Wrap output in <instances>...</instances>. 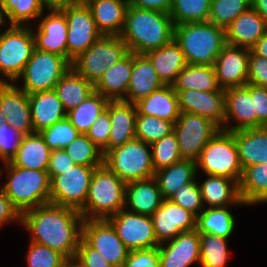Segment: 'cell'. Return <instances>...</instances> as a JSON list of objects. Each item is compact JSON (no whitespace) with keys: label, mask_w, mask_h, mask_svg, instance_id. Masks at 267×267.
<instances>
[{"label":"cell","mask_w":267,"mask_h":267,"mask_svg":"<svg viewBox=\"0 0 267 267\" xmlns=\"http://www.w3.org/2000/svg\"><path fill=\"white\" fill-rule=\"evenodd\" d=\"M83 220L76 209L46 203L23 212L21 223L32 234L31 242L74 259L82 238Z\"/></svg>","instance_id":"cell-1"},{"label":"cell","mask_w":267,"mask_h":267,"mask_svg":"<svg viewBox=\"0 0 267 267\" xmlns=\"http://www.w3.org/2000/svg\"><path fill=\"white\" fill-rule=\"evenodd\" d=\"M174 23L169 13L128 6L119 37L128 51L145 55L174 39Z\"/></svg>","instance_id":"cell-2"},{"label":"cell","mask_w":267,"mask_h":267,"mask_svg":"<svg viewBox=\"0 0 267 267\" xmlns=\"http://www.w3.org/2000/svg\"><path fill=\"white\" fill-rule=\"evenodd\" d=\"M174 40L180 45L187 64L213 66L226 45L225 29L209 21L174 26Z\"/></svg>","instance_id":"cell-3"},{"label":"cell","mask_w":267,"mask_h":267,"mask_svg":"<svg viewBox=\"0 0 267 267\" xmlns=\"http://www.w3.org/2000/svg\"><path fill=\"white\" fill-rule=\"evenodd\" d=\"M125 186L116 174L104 164L95 168L84 207L80 210L84 219H108L125 205Z\"/></svg>","instance_id":"cell-4"},{"label":"cell","mask_w":267,"mask_h":267,"mask_svg":"<svg viewBox=\"0 0 267 267\" xmlns=\"http://www.w3.org/2000/svg\"><path fill=\"white\" fill-rule=\"evenodd\" d=\"M5 165L9 180L1 190L21 214L49 203L50 178L47 171L15 167L10 162Z\"/></svg>","instance_id":"cell-5"},{"label":"cell","mask_w":267,"mask_h":267,"mask_svg":"<svg viewBox=\"0 0 267 267\" xmlns=\"http://www.w3.org/2000/svg\"><path fill=\"white\" fill-rule=\"evenodd\" d=\"M149 147L150 144L135 138L108 150L103 156V164L125 183L154 177Z\"/></svg>","instance_id":"cell-6"},{"label":"cell","mask_w":267,"mask_h":267,"mask_svg":"<svg viewBox=\"0 0 267 267\" xmlns=\"http://www.w3.org/2000/svg\"><path fill=\"white\" fill-rule=\"evenodd\" d=\"M206 175H217L240 182L243 169L239 162L234 131L220 129L195 160Z\"/></svg>","instance_id":"cell-7"},{"label":"cell","mask_w":267,"mask_h":267,"mask_svg":"<svg viewBox=\"0 0 267 267\" xmlns=\"http://www.w3.org/2000/svg\"><path fill=\"white\" fill-rule=\"evenodd\" d=\"M128 53L127 45L119 36L102 35L86 51L73 59L71 67L95 85L106 70Z\"/></svg>","instance_id":"cell-8"},{"label":"cell","mask_w":267,"mask_h":267,"mask_svg":"<svg viewBox=\"0 0 267 267\" xmlns=\"http://www.w3.org/2000/svg\"><path fill=\"white\" fill-rule=\"evenodd\" d=\"M35 48L32 28L11 26L0 34V71L9 80L16 81ZM0 82H7L0 78Z\"/></svg>","instance_id":"cell-9"},{"label":"cell","mask_w":267,"mask_h":267,"mask_svg":"<svg viewBox=\"0 0 267 267\" xmlns=\"http://www.w3.org/2000/svg\"><path fill=\"white\" fill-rule=\"evenodd\" d=\"M70 67L71 64L63 56L34 48L19 76L24 80L22 90L28 94L53 90Z\"/></svg>","instance_id":"cell-10"},{"label":"cell","mask_w":267,"mask_h":267,"mask_svg":"<svg viewBox=\"0 0 267 267\" xmlns=\"http://www.w3.org/2000/svg\"><path fill=\"white\" fill-rule=\"evenodd\" d=\"M95 168L75 165L50 178L49 203L80 211L85 204Z\"/></svg>","instance_id":"cell-11"},{"label":"cell","mask_w":267,"mask_h":267,"mask_svg":"<svg viewBox=\"0 0 267 267\" xmlns=\"http://www.w3.org/2000/svg\"><path fill=\"white\" fill-rule=\"evenodd\" d=\"M219 130L216 124L201 115L181 112L173 125V132L182 158L196 160Z\"/></svg>","instance_id":"cell-12"},{"label":"cell","mask_w":267,"mask_h":267,"mask_svg":"<svg viewBox=\"0 0 267 267\" xmlns=\"http://www.w3.org/2000/svg\"><path fill=\"white\" fill-rule=\"evenodd\" d=\"M82 239L114 267H122L130 252L107 219H84Z\"/></svg>","instance_id":"cell-13"},{"label":"cell","mask_w":267,"mask_h":267,"mask_svg":"<svg viewBox=\"0 0 267 267\" xmlns=\"http://www.w3.org/2000/svg\"><path fill=\"white\" fill-rule=\"evenodd\" d=\"M107 220L130 251L151 249L160 245L157 242L151 216L127 212L123 208Z\"/></svg>","instance_id":"cell-14"},{"label":"cell","mask_w":267,"mask_h":267,"mask_svg":"<svg viewBox=\"0 0 267 267\" xmlns=\"http://www.w3.org/2000/svg\"><path fill=\"white\" fill-rule=\"evenodd\" d=\"M66 17L67 32V61L71 64L79 54L86 51L102 33L87 5H76L60 9Z\"/></svg>","instance_id":"cell-15"},{"label":"cell","mask_w":267,"mask_h":267,"mask_svg":"<svg viewBox=\"0 0 267 267\" xmlns=\"http://www.w3.org/2000/svg\"><path fill=\"white\" fill-rule=\"evenodd\" d=\"M151 219L159 244L175 239L182 232L196 229L197 216L169 199H163Z\"/></svg>","instance_id":"cell-16"},{"label":"cell","mask_w":267,"mask_h":267,"mask_svg":"<svg viewBox=\"0 0 267 267\" xmlns=\"http://www.w3.org/2000/svg\"><path fill=\"white\" fill-rule=\"evenodd\" d=\"M250 49L226 44L214 63L219 86L222 89L243 87L248 80Z\"/></svg>","instance_id":"cell-17"},{"label":"cell","mask_w":267,"mask_h":267,"mask_svg":"<svg viewBox=\"0 0 267 267\" xmlns=\"http://www.w3.org/2000/svg\"><path fill=\"white\" fill-rule=\"evenodd\" d=\"M180 112L201 115L220 129L225 119V91H175Z\"/></svg>","instance_id":"cell-18"},{"label":"cell","mask_w":267,"mask_h":267,"mask_svg":"<svg viewBox=\"0 0 267 267\" xmlns=\"http://www.w3.org/2000/svg\"><path fill=\"white\" fill-rule=\"evenodd\" d=\"M0 108L6 122L23 135L34 133L29 94L15 84L0 82Z\"/></svg>","instance_id":"cell-19"},{"label":"cell","mask_w":267,"mask_h":267,"mask_svg":"<svg viewBox=\"0 0 267 267\" xmlns=\"http://www.w3.org/2000/svg\"><path fill=\"white\" fill-rule=\"evenodd\" d=\"M33 34L35 49L63 56L67 60V20L58 9H51Z\"/></svg>","instance_id":"cell-20"},{"label":"cell","mask_w":267,"mask_h":267,"mask_svg":"<svg viewBox=\"0 0 267 267\" xmlns=\"http://www.w3.org/2000/svg\"><path fill=\"white\" fill-rule=\"evenodd\" d=\"M160 267H188L200 264V233L195 229L182 232L163 247L158 246Z\"/></svg>","instance_id":"cell-21"},{"label":"cell","mask_w":267,"mask_h":267,"mask_svg":"<svg viewBox=\"0 0 267 267\" xmlns=\"http://www.w3.org/2000/svg\"><path fill=\"white\" fill-rule=\"evenodd\" d=\"M235 119L237 125L222 126V130L233 132L236 130L256 128V112H254L253 100L250 96V84L243 87H231L225 89V119Z\"/></svg>","instance_id":"cell-22"},{"label":"cell","mask_w":267,"mask_h":267,"mask_svg":"<svg viewBox=\"0 0 267 267\" xmlns=\"http://www.w3.org/2000/svg\"><path fill=\"white\" fill-rule=\"evenodd\" d=\"M106 109L111 121L108 150L135 139L136 105L123 100L109 101Z\"/></svg>","instance_id":"cell-23"},{"label":"cell","mask_w":267,"mask_h":267,"mask_svg":"<svg viewBox=\"0 0 267 267\" xmlns=\"http://www.w3.org/2000/svg\"><path fill=\"white\" fill-rule=\"evenodd\" d=\"M266 31L265 21L251 7L225 29L226 44L251 49Z\"/></svg>","instance_id":"cell-24"},{"label":"cell","mask_w":267,"mask_h":267,"mask_svg":"<svg viewBox=\"0 0 267 267\" xmlns=\"http://www.w3.org/2000/svg\"><path fill=\"white\" fill-rule=\"evenodd\" d=\"M29 104L34 132H41L67 117L54 89L29 94Z\"/></svg>","instance_id":"cell-25"},{"label":"cell","mask_w":267,"mask_h":267,"mask_svg":"<svg viewBox=\"0 0 267 267\" xmlns=\"http://www.w3.org/2000/svg\"><path fill=\"white\" fill-rule=\"evenodd\" d=\"M163 197L155 177L126 183L125 204L130 212L151 216L162 204Z\"/></svg>","instance_id":"cell-26"},{"label":"cell","mask_w":267,"mask_h":267,"mask_svg":"<svg viewBox=\"0 0 267 267\" xmlns=\"http://www.w3.org/2000/svg\"><path fill=\"white\" fill-rule=\"evenodd\" d=\"M163 86L150 60L145 55L133 53L132 74L127 91L129 98L123 101L135 104Z\"/></svg>","instance_id":"cell-27"},{"label":"cell","mask_w":267,"mask_h":267,"mask_svg":"<svg viewBox=\"0 0 267 267\" xmlns=\"http://www.w3.org/2000/svg\"><path fill=\"white\" fill-rule=\"evenodd\" d=\"M133 67V53L129 52L119 62L115 63L94 85L95 92L102 94L109 101L124 100Z\"/></svg>","instance_id":"cell-28"},{"label":"cell","mask_w":267,"mask_h":267,"mask_svg":"<svg viewBox=\"0 0 267 267\" xmlns=\"http://www.w3.org/2000/svg\"><path fill=\"white\" fill-rule=\"evenodd\" d=\"M234 138L242 169L267 162V127L236 130Z\"/></svg>","instance_id":"cell-29"},{"label":"cell","mask_w":267,"mask_h":267,"mask_svg":"<svg viewBox=\"0 0 267 267\" xmlns=\"http://www.w3.org/2000/svg\"><path fill=\"white\" fill-rule=\"evenodd\" d=\"M87 7L102 35H120L125 23L127 0H95Z\"/></svg>","instance_id":"cell-30"},{"label":"cell","mask_w":267,"mask_h":267,"mask_svg":"<svg viewBox=\"0 0 267 267\" xmlns=\"http://www.w3.org/2000/svg\"><path fill=\"white\" fill-rule=\"evenodd\" d=\"M137 112L168 120L173 124L180 116L178 96L171 85H164L135 103Z\"/></svg>","instance_id":"cell-31"},{"label":"cell","mask_w":267,"mask_h":267,"mask_svg":"<svg viewBox=\"0 0 267 267\" xmlns=\"http://www.w3.org/2000/svg\"><path fill=\"white\" fill-rule=\"evenodd\" d=\"M164 85H172L177 75L187 65L180 45L173 39L170 43L145 54Z\"/></svg>","instance_id":"cell-32"},{"label":"cell","mask_w":267,"mask_h":267,"mask_svg":"<svg viewBox=\"0 0 267 267\" xmlns=\"http://www.w3.org/2000/svg\"><path fill=\"white\" fill-rule=\"evenodd\" d=\"M51 151L40 132L27 134L10 163L15 167L47 171Z\"/></svg>","instance_id":"cell-33"},{"label":"cell","mask_w":267,"mask_h":267,"mask_svg":"<svg viewBox=\"0 0 267 267\" xmlns=\"http://www.w3.org/2000/svg\"><path fill=\"white\" fill-rule=\"evenodd\" d=\"M199 187L203 203L209 204L210 208L225 207L228 204L245 205L240 197L239 183L235 180L208 175V179Z\"/></svg>","instance_id":"cell-34"},{"label":"cell","mask_w":267,"mask_h":267,"mask_svg":"<svg viewBox=\"0 0 267 267\" xmlns=\"http://www.w3.org/2000/svg\"><path fill=\"white\" fill-rule=\"evenodd\" d=\"M54 90L65 111L69 112L86 100L95 91V87L70 67L55 85Z\"/></svg>","instance_id":"cell-35"},{"label":"cell","mask_w":267,"mask_h":267,"mask_svg":"<svg viewBox=\"0 0 267 267\" xmlns=\"http://www.w3.org/2000/svg\"><path fill=\"white\" fill-rule=\"evenodd\" d=\"M196 172V161L184 158L169 167L156 171L154 177L161 190L163 199H168L183 185L194 181Z\"/></svg>","instance_id":"cell-36"},{"label":"cell","mask_w":267,"mask_h":267,"mask_svg":"<svg viewBox=\"0 0 267 267\" xmlns=\"http://www.w3.org/2000/svg\"><path fill=\"white\" fill-rule=\"evenodd\" d=\"M175 91H225L216 78L214 66L187 64L171 85Z\"/></svg>","instance_id":"cell-37"},{"label":"cell","mask_w":267,"mask_h":267,"mask_svg":"<svg viewBox=\"0 0 267 267\" xmlns=\"http://www.w3.org/2000/svg\"><path fill=\"white\" fill-rule=\"evenodd\" d=\"M239 193L245 205L267 202V162L243 169Z\"/></svg>","instance_id":"cell-38"},{"label":"cell","mask_w":267,"mask_h":267,"mask_svg":"<svg viewBox=\"0 0 267 267\" xmlns=\"http://www.w3.org/2000/svg\"><path fill=\"white\" fill-rule=\"evenodd\" d=\"M235 227L233 215L225 207H213L203 209L197 215L196 230L200 234L210 233L213 235L228 238Z\"/></svg>","instance_id":"cell-39"},{"label":"cell","mask_w":267,"mask_h":267,"mask_svg":"<svg viewBox=\"0 0 267 267\" xmlns=\"http://www.w3.org/2000/svg\"><path fill=\"white\" fill-rule=\"evenodd\" d=\"M108 102L106 97L94 91L80 105L67 112V118L80 134H86L98 116L106 110Z\"/></svg>","instance_id":"cell-40"},{"label":"cell","mask_w":267,"mask_h":267,"mask_svg":"<svg viewBox=\"0 0 267 267\" xmlns=\"http://www.w3.org/2000/svg\"><path fill=\"white\" fill-rule=\"evenodd\" d=\"M211 0H172L170 16L174 25L208 21Z\"/></svg>","instance_id":"cell-41"},{"label":"cell","mask_w":267,"mask_h":267,"mask_svg":"<svg viewBox=\"0 0 267 267\" xmlns=\"http://www.w3.org/2000/svg\"><path fill=\"white\" fill-rule=\"evenodd\" d=\"M64 150L76 165L89 167H100L103 165L104 155L102 151L86 134H79Z\"/></svg>","instance_id":"cell-42"},{"label":"cell","mask_w":267,"mask_h":267,"mask_svg":"<svg viewBox=\"0 0 267 267\" xmlns=\"http://www.w3.org/2000/svg\"><path fill=\"white\" fill-rule=\"evenodd\" d=\"M227 238L210 233L200 234V265L224 267L228 259Z\"/></svg>","instance_id":"cell-43"},{"label":"cell","mask_w":267,"mask_h":267,"mask_svg":"<svg viewBox=\"0 0 267 267\" xmlns=\"http://www.w3.org/2000/svg\"><path fill=\"white\" fill-rule=\"evenodd\" d=\"M0 4L11 26H24L25 21L41 17L44 7L41 0H0Z\"/></svg>","instance_id":"cell-44"},{"label":"cell","mask_w":267,"mask_h":267,"mask_svg":"<svg viewBox=\"0 0 267 267\" xmlns=\"http://www.w3.org/2000/svg\"><path fill=\"white\" fill-rule=\"evenodd\" d=\"M251 8V0H211L208 21L226 29L237 16Z\"/></svg>","instance_id":"cell-45"},{"label":"cell","mask_w":267,"mask_h":267,"mask_svg":"<svg viewBox=\"0 0 267 267\" xmlns=\"http://www.w3.org/2000/svg\"><path fill=\"white\" fill-rule=\"evenodd\" d=\"M173 123L150 115L137 112L135 119L136 139L152 144L173 132Z\"/></svg>","instance_id":"cell-46"},{"label":"cell","mask_w":267,"mask_h":267,"mask_svg":"<svg viewBox=\"0 0 267 267\" xmlns=\"http://www.w3.org/2000/svg\"><path fill=\"white\" fill-rule=\"evenodd\" d=\"M150 146L152 147V164L155 172L183 159L179 152L178 140L174 132L153 142Z\"/></svg>","instance_id":"cell-47"},{"label":"cell","mask_w":267,"mask_h":267,"mask_svg":"<svg viewBox=\"0 0 267 267\" xmlns=\"http://www.w3.org/2000/svg\"><path fill=\"white\" fill-rule=\"evenodd\" d=\"M40 134L43 136L45 143L51 150L64 149L74 141L80 132L71 124L66 117L51 127L43 129Z\"/></svg>","instance_id":"cell-48"},{"label":"cell","mask_w":267,"mask_h":267,"mask_svg":"<svg viewBox=\"0 0 267 267\" xmlns=\"http://www.w3.org/2000/svg\"><path fill=\"white\" fill-rule=\"evenodd\" d=\"M27 264L29 267H62L68 260L59 251L31 242L28 249Z\"/></svg>","instance_id":"cell-49"},{"label":"cell","mask_w":267,"mask_h":267,"mask_svg":"<svg viewBox=\"0 0 267 267\" xmlns=\"http://www.w3.org/2000/svg\"><path fill=\"white\" fill-rule=\"evenodd\" d=\"M168 199L171 202L178 204L182 208L191 211L196 216L199 214L197 212L200 210L202 211L204 208L201 190L199 184L195 180L183 185Z\"/></svg>","instance_id":"cell-50"},{"label":"cell","mask_w":267,"mask_h":267,"mask_svg":"<svg viewBox=\"0 0 267 267\" xmlns=\"http://www.w3.org/2000/svg\"><path fill=\"white\" fill-rule=\"evenodd\" d=\"M23 136L7 122L0 123V159L4 163L11 162L16 156Z\"/></svg>","instance_id":"cell-51"},{"label":"cell","mask_w":267,"mask_h":267,"mask_svg":"<svg viewBox=\"0 0 267 267\" xmlns=\"http://www.w3.org/2000/svg\"><path fill=\"white\" fill-rule=\"evenodd\" d=\"M111 129L109 112L106 109L95 120L86 135L102 151L103 155L108 151V141Z\"/></svg>","instance_id":"cell-52"},{"label":"cell","mask_w":267,"mask_h":267,"mask_svg":"<svg viewBox=\"0 0 267 267\" xmlns=\"http://www.w3.org/2000/svg\"><path fill=\"white\" fill-rule=\"evenodd\" d=\"M122 267H160L158 247L131 250Z\"/></svg>","instance_id":"cell-53"},{"label":"cell","mask_w":267,"mask_h":267,"mask_svg":"<svg viewBox=\"0 0 267 267\" xmlns=\"http://www.w3.org/2000/svg\"><path fill=\"white\" fill-rule=\"evenodd\" d=\"M82 267H114L108 263L102 255L90 247L82 238L74 258Z\"/></svg>","instance_id":"cell-54"},{"label":"cell","mask_w":267,"mask_h":267,"mask_svg":"<svg viewBox=\"0 0 267 267\" xmlns=\"http://www.w3.org/2000/svg\"><path fill=\"white\" fill-rule=\"evenodd\" d=\"M250 96L256 112V128L267 127V88L250 84Z\"/></svg>","instance_id":"cell-55"},{"label":"cell","mask_w":267,"mask_h":267,"mask_svg":"<svg viewBox=\"0 0 267 267\" xmlns=\"http://www.w3.org/2000/svg\"><path fill=\"white\" fill-rule=\"evenodd\" d=\"M247 83L267 88V59L255 55L251 50Z\"/></svg>","instance_id":"cell-56"},{"label":"cell","mask_w":267,"mask_h":267,"mask_svg":"<svg viewBox=\"0 0 267 267\" xmlns=\"http://www.w3.org/2000/svg\"><path fill=\"white\" fill-rule=\"evenodd\" d=\"M75 165L64 149L52 150L47 168L49 178L64 173L65 170L71 169Z\"/></svg>","instance_id":"cell-57"},{"label":"cell","mask_w":267,"mask_h":267,"mask_svg":"<svg viewBox=\"0 0 267 267\" xmlns=\"http://www.w3.org/2000/svg\"><path fill=\"white\" fill-rule=\"evenodd\" d=\"M22 214L13 205L7 195L0 189V226L5 222L14 221L15 219L21 222Z\"/></svg>","instance_id":"cell-58"},{"label":"cell","mask_w":267,"mask_h":267,"mask_svg":"<svg viewBox=\"0 0 267 267\" xmlns=\"http://www.w3.org/2000/svg\"><path fill=\"white\" fill-rule=\"evenodd\" d=\"M128 6L170 13L172 0H127Z\"/></svg>","instance_id":"cell-59"},{"label":"cell","mask_w":267,"mask_h":267,"mask_svg":"<svg viewBox=\"0 0 267 267\" xmlns=\"http://www.w3.org/2000/svg\"><path fill=\"white\" fill-rule=\"evenodd\" d=\"M44 7L46 6L51 9H62L65 7H70V6H76L78 5L77 0H41Z\"/></svg>","instance_id":"cell-60"},{"label":"cell","mask_w":267,"mask_h":267,"mask_svg":"<svg viewBox=\"0 0 267 267\" xmlns=\"http://www.w3.org/2000/svg\"><path fill=\"white\" fill-rule=\"evenodd\" d=\"M250 50L255 55L267 59V31Z\"/></svg>","instance_id":"cell-61"},{"label":"cell","mask_w":267,"mask_h":267,"mask_svg":"<svg viewBox=\"0 0 267 267\" xmlns=\"http://www.w3.org/2000/svg\"><path fill=\"white\" fill-rule=\"evenodd\" d=\"M251 7L262 17L267 25V0H251Z\"/></svg>","instance_id":"cell-62"},{"label":"cell","mask_w":267,"mask_h":267,"mask_svg":"<svg viewBox=\"0 0 267 267\" xmlns=\"http://www.w3.org/2000/svg\"><path fill=\"white\" fill-rule=\"evenodd\" d=\"M62 267H82L75 259H68Z\"/></svg>","instance_id":"cell-63"},{"label":"cell","mask_w":267,"mask_h":267,"mask_svg":"<svg viewBox=\"0 0 267 267\" xmlns=\"http://www.w3.org/2000/svg\"><path fill=\"white\" fill-rule=\"evenodd\" d=\"M5 23V19H4V12H3V9L1 7V4H0V26H2V24Z\"/></svg>","instance_id":"cell-64"},{"label":"cell","mask_w":267,"mask_h":267,"mask_svg":"<svg viewBox=\"0 0 267 267\" xmlns=\"http://www.w3.org/2000/svg\"><path fill=\"white\" fill-rule=\"evenodd\" d=\"M95 0H77L78 5H88Z\"/></svg>","instance_id":"cell-65"},{"label":"cell","mask_w":267,"mask_h":267,"mask_svg":"<svg viewBox=\"0 0 267 267\" xmlns=\"http://www.w3.org/2000/svg\"><path fill=\"white\" fill-rule=\"evenodd\" d=\"M6 122L5 115L3 114L1 108H0V123Z\"/></svg>","instance_id":"cell-66"}]
</instances>
